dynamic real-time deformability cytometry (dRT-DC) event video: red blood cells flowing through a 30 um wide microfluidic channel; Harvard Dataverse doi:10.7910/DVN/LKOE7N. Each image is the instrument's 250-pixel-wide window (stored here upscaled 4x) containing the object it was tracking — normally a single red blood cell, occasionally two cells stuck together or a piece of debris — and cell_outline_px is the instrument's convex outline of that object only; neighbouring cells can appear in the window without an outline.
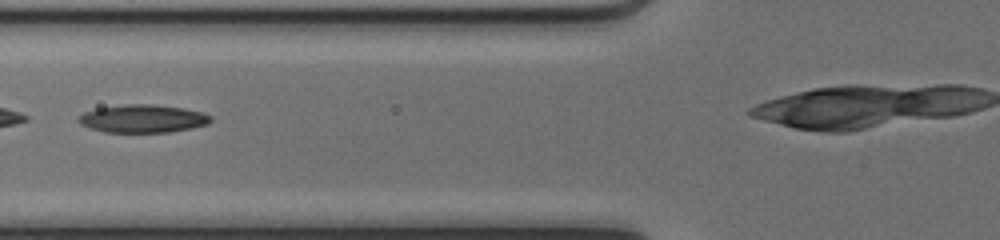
{"species": "common noctule bat (a hibernating species)", "species_latin": "Nyctalus noctula", "temperature_condition": "cold", "stored_images_in_passage": 33, "camera_frame_rate_fps": 3000, "um_per_image_px": 0.085, "animal": {"sex": "female", "body_mass_g": 17.0, "forearm_length_mm": 48.0}, "frame": {"image": 1, "passage_image": 10, "time_ms": 3.0, "image_size_px": [1000, 240], "cell_outline_px": [[212, 120], [208, 124], [168, 132], [104, 132], [88, 128], [80, 124], [76, 120], [84, 112], [96, 108], [124, 104], [152, 104], [184, 108], [200, 112], [212, 116]], "centroid_in_image_um": [12.09, 10.08], "position_along_channel_um": 113.7, "area_um2": 21.56}, "authors_computed_cell_mechanics": {"area_um2": 21.7328, "velocity_mm_per_s": 4.207, "shape_relaxation_time_tau1_ms": 6.6707, "shape_relaxation_time_tau2_ms": 2.5076, "deformation_change_tau1": 0.2144, "deformation_change_tau2": 0.0989}}